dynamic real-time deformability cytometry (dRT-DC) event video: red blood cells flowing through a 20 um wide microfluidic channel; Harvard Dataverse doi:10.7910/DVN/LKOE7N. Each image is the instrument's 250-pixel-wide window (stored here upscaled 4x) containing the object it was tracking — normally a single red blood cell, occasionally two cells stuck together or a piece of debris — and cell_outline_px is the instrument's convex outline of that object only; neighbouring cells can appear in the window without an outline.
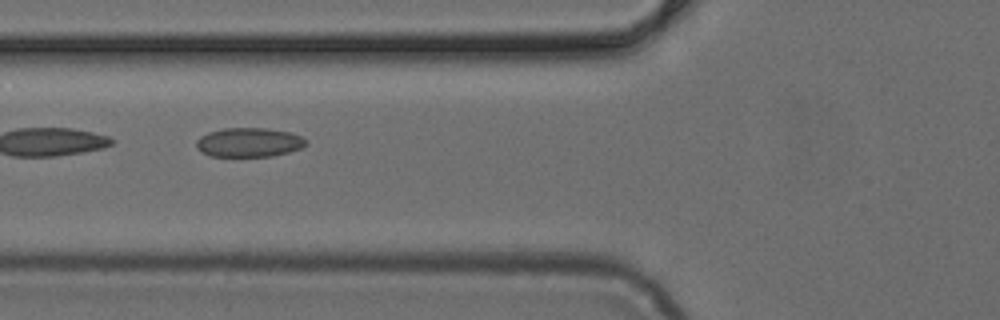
{"species": "common noctule bat (a hibernating species)", "species_latin": "Nyctalus noctula", "temperature_condition": "cold", "stored_images_in_passage": 6, "camera_frame_rate_fps": 3000, "um_per_image_px": 0.085, "animal": {"sex": "female", "body_mass_g": 24.6, "forearm_length_mm": 56.2}, "frame": {"image": 1, "passage_image": 4, "time_ms": 1.0, "image_size_px": [1000, 320], "cell_outline_px": [[308, 144], [300, 148], [288, 152], [272, 156], [208, 156], [200, 152], [196, 148], [196, 140], [200, 136], [208, 132], [224, 128], [264, 128], [292, 132], [308, 140]], "centroid_in_image_um": [21.14, 12.1], "position_along_channel_um": 104.7, "area_um2": 18.84}}
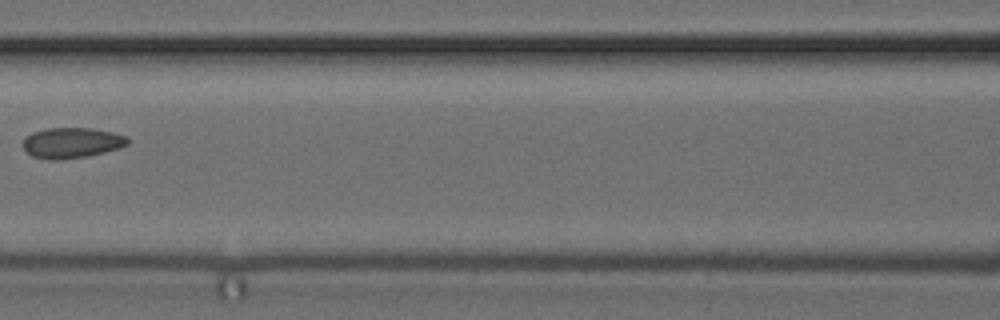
{"frame": {"image": 2, "passage_image": 5, "time_ms": 1.333, "image_size_px": [1000, 320], "cell_outline_px": [[128, 144], [120, 148], [88, 156], [56, 160], [32, 156], [24, 148], [24, 140], [32, 132], [48, 128], [92, 128], [112, 132], [124, 136], [128, 140]], "centroid_in_image_um": [6.11, 12.13], "position_along_channel_um": 160.5, "area_um2": 18.32}}
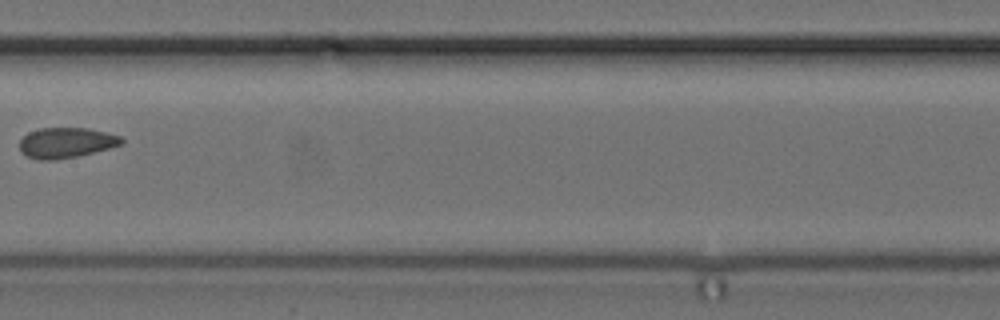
{"frame": {"image": 3, "passage_image": 6, "time_ms": 1.667, "image_size_px": [1000, 320], "cell_outline_px": [[124, 144], [76, 156], [56, 160], [40, 160], [28, 156], [20, 152], [20, 140], [28, 132], [40, 128], [88, 128], [108, 132], [120, 136], [124, 140]], "centroid_in_image_um": [5.63, 12.12], "position_along_channel_um": 201.8, "area_um2": 18.03}}